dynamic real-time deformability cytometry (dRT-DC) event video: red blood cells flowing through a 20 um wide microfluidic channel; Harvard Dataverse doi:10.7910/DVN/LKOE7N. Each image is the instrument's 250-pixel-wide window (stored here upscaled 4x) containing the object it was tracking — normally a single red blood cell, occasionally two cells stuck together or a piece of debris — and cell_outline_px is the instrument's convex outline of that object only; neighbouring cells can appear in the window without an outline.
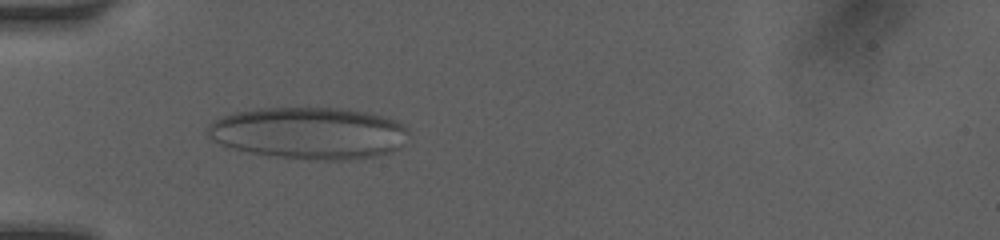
{"species": "human", "species_latin": "Homo sapiens", "temperature_condition": "room temperature", "stored_images_in_passage": 27, "camera_frame_rate_fps": 3000, "um_per_image_px": 0.085, "donor": {"sex": "female"}, "frame": {"image": 1, "passage_image": 15, "time_ms": 4.667, "image_size_px": [1000, 240], "cell_outline_px": [[408, 132], [400, 148], [388, 152], [372, 156], [348, 160], [316, 160], [268, 156], [220, 144], [212, 140], [208, 136], [208, 124], [224, 116], [236, 112], [256, 108], [340, 108], [364, 112], [396, 120], [404, 124], [408, 128]], "centroid_in_image_um": [26.27, 11.31], "position_along_channel_um": 58.7, "area_um2": 60.52}}
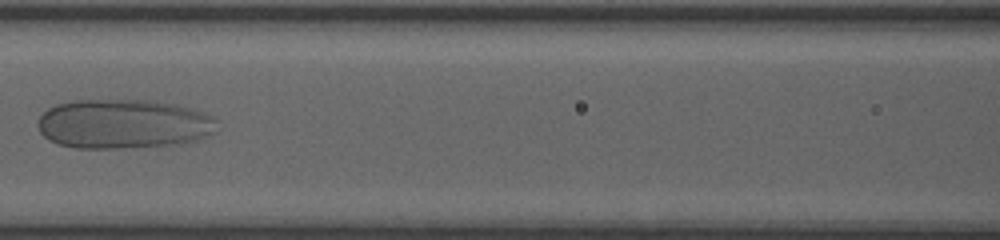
{"frame": {"image": 2, "passage_image": 22, "time_ms": 7.333, "image_size_px": [1000, 240], "cell_outline_px": [[216, 132], [196, 140], [168, 144], [116, 148], [76, 148], [60, 144], [48, 140], [40, 132], [36, 124], [40, 116], [48, 108], [56, 104], [76, 100], [144, 100], [176, 104], [212, 116], [216, 120]], "centroid_in_image_um": [10.43, 10.52], "position_along_channel_um": 156.2, "area_um2": 51.21}}
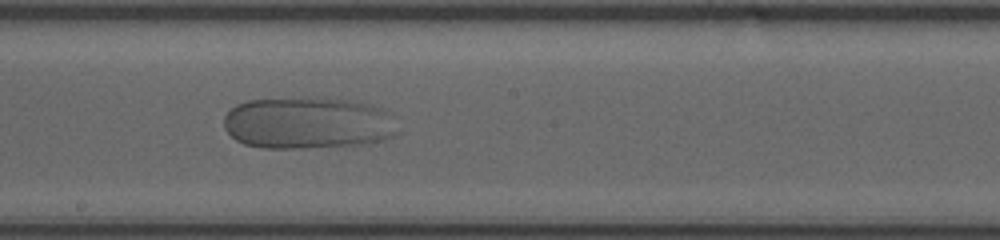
{"frame": {"image": 3, "passage_image": 25, "time_ms": 9.0, "image_size_px": [1000, 240], "cell_outline_px": [[400, 132], [392, 136], [368, 144], [300, 148], [260, 148], [244, 144], [236, 140], [224, 128], [224, 116], [236, 104], [248, 100], [320, 96], [348, 100], [368, 104], [384, 112]], "centroid_in_image_um": [26.09, 10.45], "position_along_channel_um": 222.1, "area_um2": 52.71}}